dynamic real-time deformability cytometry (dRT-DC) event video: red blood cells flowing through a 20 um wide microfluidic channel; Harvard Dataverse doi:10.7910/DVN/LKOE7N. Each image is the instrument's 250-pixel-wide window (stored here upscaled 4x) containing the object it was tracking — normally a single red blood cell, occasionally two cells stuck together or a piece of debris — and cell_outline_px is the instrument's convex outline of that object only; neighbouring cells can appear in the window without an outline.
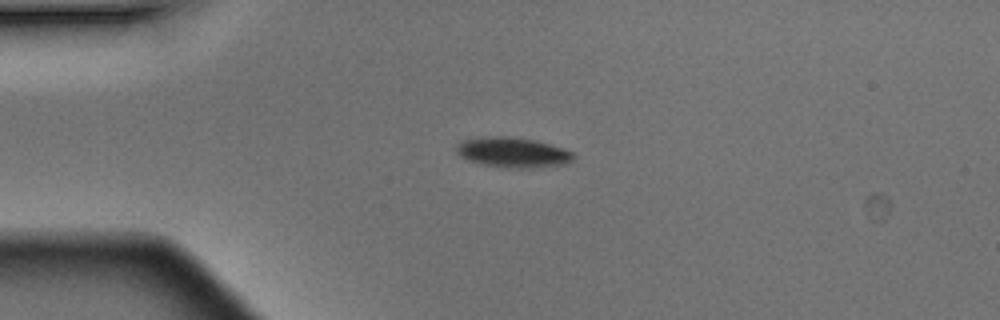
{"species": "Egyptian fruit bat (a non-hibernating species)", "species_latin": "Rousettus aegyptiacus", "temperature_condition": "warm", "stored_images_in_passage": 4, "camera_frame_rate_fps": 3000, "um_per_image_px": 0.085, "animal": {"sex": "male"}, "frame": {"image": 1, "passage_image": 1, "time_ms": 0.0, "image_size_px": [1000, 320], "cell_outline_px": [[576, 156], [572, 160], [564, 164], [528, 168], [516, 168], [484, 164], [460, 156], [456, 152], [456, 144], [464, 140], [484, 136], [508, 136], [536, 140], [564, 148], [572, 152]], "centroid_in_image_um": [43.61, 12.93], "position_along_channel_um": 41.4, "area_um2": 20.35}}
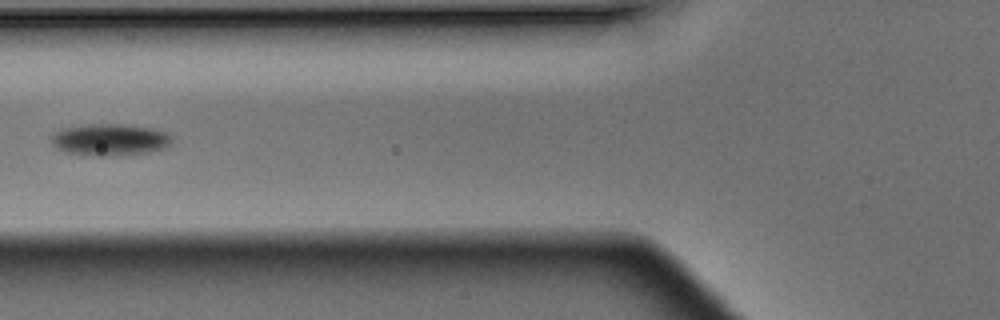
{"frame": {"image": 2, "passage_image": 3, "time_ms": 0.667, "image_size_px": [1000, 320], "cell_outline_px": [[172, 140], [164, 148], [144, 152], [100, 156], [68, 152], [52, 144], [52, 136], [60, 128], [88, 124], [120, 124], [152, 128], [164, 132], [172, 136]], "centroid_in_image_um": [9.33, 11.85], "position_along_channel_um": 116.5, "area_um2": 21.73}}
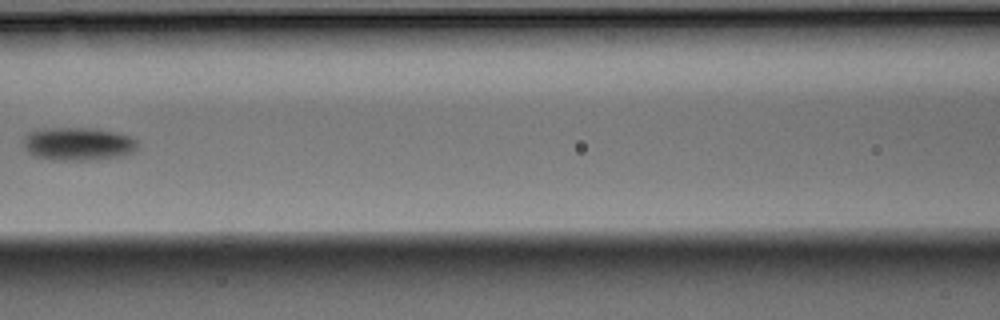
{"frame": {"image": 3, "passage_image": 4, "time_ms": 1.0, "image_size_px": [1000, 320], "cell_outline_px": [[136, 148], [132, 152], [120, 156], [84, 160], [60, 160], [36, 156], [28, 152], [24, 148], [24, 140], [28, 132], [52, 128], [80, 128], [112, 132], [128, 136], [136, 140]], "centroid_in_image_um": [6.6, 12.24], "position_along_channel_um": 160.0, "area_um2": 21.27}}